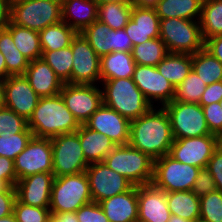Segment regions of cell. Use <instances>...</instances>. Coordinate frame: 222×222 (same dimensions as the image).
Segmentation results:
<instances>
[{"instance_id": "6da1fadb", "label": "cell", "mask_w": 222, "mask_h": 222, "mask_svg": "<svg viewBox=\"0 0 222 222\" xmlns=\"http://www.w3.org/2000/svg\"><path fill=\"white\" fill-rule=\"evenodd\" d=\"M160 108V109H157ZM174 141L169 115L164 107H151L130 121L129 145L156 160L169 154Z\"/></svg>"}, {"instance_id": "7a4b0ae2", "label": "cell", "mask_w": 222, "mask_h": 222, "mask_svg": "<svg viewBox=\"0 0 222 222\" xmlns=\"http://www.w3.org/2000/svg\"><path fill=\"white\" fill-rule=\"evenodd\" d=\"M79 127L80 124L66 108L60 94L39 98L37 106L28 120V128L35 137L52 138L75 132Z\"/></svg>"}, {"instance_id": "3957f363", "label": "cell", "mask_w": 222, "mask_h": 222, "mask_svg": "<svg viewBox=\"0 0 222 222\" xmlns=\"http://www.w3.org/2000/svg\"><path fill=\"white\" fill-rule=\"evenodd\" d=\"M103 104L115 110L129 121L138 119L153 107L136 86L133 78L102 81Z\"/></svg>"}, {"instance_id": "277c9868", "label": "cell", "mask_w": 222, "mask_h": 222, "mask_svg": "<svg viewBox=\"0 0 222 222\" xmlns=\"http://www.w3.org/2000/svg\"><path fill=\"white\" fill-rule=\"evenodd\" d=\"M103 162L134 186L152 182L154 159L129 144L117 145L107 154Z\"/></svg>"}, {"instance_id": "5b68a950", "label": "cell", "mask_w": 222, "mask_h": 222, "mask_svg": "<svg viewBox=\"0 0 222 222\" xmlns=\"http://www.w3.org/2000/svg\"><path fill=\"white\" fill-rule=\"evenodd\" d=\"M62 21L60 0H12L11 22L40 32Z\"/></svg>"}, {"instance_id": "8992f818", "label": "cell", "mask_w": 222, "mask_h": 222, "mask_svg": "<svg viewBox=\"0 0 222 222\" xmlns=\"http://www.w3.org/2000/svg\"><path fill=\"white\" fill-rule=\"evenodd\" d=\"M93 201L88 177L84 172L55 177L50 198V213L76 212Z\"/></svg>"}, {"instance_id": "52a82bcc", "label": "cell", "mask_w": 222, "mask_h": 222, "mask_svg": "<svg viewBox=\"0 0 222 222\" xmlns=\"http://www.w3.org/2000/svg\"><path fill=\"white\" fill-rule=\"evenodd\" d=\"M160 39L169 53L195 54L204 48L200 21L181 18L160 19Z\"/></svg>"}, {"instance_id": "ba28073f", "label": "cell", "mask_w": 222, "mask_h": 222, "mask_svg": "<svg viewBox=\"0 0 222 222\" xmlns=\"http://www.w3.org/2000/svg\"><path fill=\"white\" fill-rule=\"evenodd\" d=\"M201 168L184 164L164 155L154 160L152 184L166 193L190 191Z\"/></svg>"}, {"instance_id": "9c48e42d", "label": "cell", "mask_w": 222, "mask_h": 222, "mask_svg": "<svg viewBox=\"0 0 222 222\" xmlns=\"http://www.w3.org/2000/svg\"><path fill=\"white\" fill-rule=\"evenodd\" d=\"M163 107L169 115L174 139L212 134L200 104L171 101Z\"/></svg>"}, {"instance_id": "30bf717a", "label": "cell", "mask_w": 222, "mask_h": 222, "mask_svg": "<svg viewBox=\"0 0 222 222\" xmlns=\"http://www.w3.org/2000/svg\"><path fill=\"white\" fill-rule=\"evenodd\" d=\"M52 172L55 177L73 175L86 171L88 163L82 151L77 131L51 138Z\"/></svg>"}, {"instance_id": "8fae6325", "label": "cell", "mask_w": 222, "mask_h": 222, "mask_svg": "<svg viewBox=\"0 0 222 222\" xmlns=\"http://www.w3.org/2000/svg\"><path fill=\"white\" fill-rule=\"evenodd\" d=\"M221 143L222 139L215 134L174 139L168 155L184 164L204 168Z\"/></svg>"}, {"instance_id": "7c38bea8", "label": "cell", "mask_w": 222, "mask_h": 222, "mask_svg": "<svg viewBox=\"0 0 222 222\" xmlns=\"http://www.w3.org/2000/svg\"><path fill=\"white\" fill-rule=\"evenodd\" d=\"M66 108L73 114L80 125L85 124L90 116L103 104L102 89L93 84L64 83L60 92Z\"/></svg>"}, {"instance_id": "4fadbf2b", "label": "cell", "mask_w": 222, "mask_h": 222, "mask_svg": "<svg viewBox=\"0 0 222 222\" xmlns=\"http://www.w3.org/2000/svg\"><path fill=\"white\" fill-rule=\"evenodd\" d=\"M14 169L18 180L37 173L52 172L51 138L33 136L16 156Z\"/></svg>"}, {"instance_id": "5bb4252c", "label": "cell", "mask_w": 222, "mask_h": 222, "mask_svg": "<svg viewBox=\"0 0 222 222\" xmlns=\"http://www.w3.org/2000/svg\"><path fill=\"white\" fill-rule=\"evenodd\" d=\"M73 66L71 84H93L100 82V57L91 48L81 33L71 42Z\"/></svg>"}, {"instance_id": "9a60e30c", "label": "cell", "mask_w": 222, "mask_h": 222, "mask_svg": "<svg viewBox=\"0 0 222 222\" xmlns=\"http://www.w3.org/2000/svg\"><path fill=\"white\" fill-rule=\"evenodd\" d=\"M92 200L100 201L128 191L133 184L124 176L110 169L104 162L89 164L85 171Z\"/></svg>"}, {"instance_id": "2e32d148", "label": "cell", "mask_w": 222, "mask_h": 222, "mask_svg": "<svg viewBox=\"0 0 222 222\" xmlns=\"http://www.w3.org/2000/svg\"><path fill=\"white\" fill-rule=\"evenodd\" d=\"M132 78L152 106L156 101L161 107L173 101L175 88L156 67L136 64Z\"/></svg>"}, {"instance_id": "e0dca14e", "label": "cell", "mask_w": 222, "mask_h": 222, "mask_svg": "<svg viewBox=\"0 0 222 222\" xmlns=\"http://www.w3.org/2000/svg\"><path fill=\"white\" fill-rule=\"evenodd\" d=\"M85 125L107 136L116 146L129 143L130 121L105 104L90 116Z\"/></svg>"}, {"instance_id": "ac0fdd59", "label": "cell", "mask_w": 222, "mask_h": 222, "mask_svg": "<svg viewBox=\"0 0 222 222\" xmlns=\"http://www.w3.org/2000/svg\"><path fill=\"white\" fill-rule=\"evenodd\" d=\"M5 107L27 121L37 106L39 96L24 75L9 76L4 80Z\"/></svg>"}, {"instance_id": "d6986e66", "label": "cell", "mask_w": 222, "mask_h": 222, "mask_svg": "<svg viewBox=\"0 0 222 222\" xmlns=\"http://www.w3.org/2000/svg\"><path fill=\"white\" fill-rule=\"evenodd\" d=\"M54 179L53 172L37 173L19 179L15 184L16 199L25 205L49 208Z\"/></svg>"}, {"instance_id": "ffe728a7", "label": "cell", "mask_w": 222, "mask_h": 222, "mask_svg": "<svg viewBox=\"0 0 222 222\" xmlns=\"http://www.w3.org/2000/svg\"><path fill=\"white\" fill-rule=\"evenodd\" d=\"M138 220L140 222H168L170 210L166 192L152 183L137 186Z\"/></svg>"}, {"instance_id": "44dd1931", "label": "cell", "mask_w": 222, "mask_h": 222, "mask_svg": "<svg viewBox=\"0 0 222 222\" xmlns=\"http://www.w3.org/2000/svg\"><path fill=\"white\" fill-rule=\"evenodd\" d=\"M160 18L155 8L138 7L133 5L131 19L124 30L132 41L133 46L149 39L160 37Z\"/></svg>"}, {"instance_id": "7402d4cb", "label": "cell", "mask_w": 222, "mask_h": 222, "mask_svg": "<svg viewBox=\"0 0 222 222\" xmlns=\"http://www.w3.org/2000/svg\"><path fill=\"white\" fill-rule=\"evenodd\" d=\"M24 77L40 98L60 94L64 84L42 58L29 62Z\"/></svg>"}, {"instance_id": "603a6c76", "label": "cell", "mask_w": 222, "mask_h": 222, "mask_svg": "<svg viewBox=\"0 0 222 222\" xmlns=\"http://www.w3.org/2000/svg\"><path fill=\"white\" fill-rule=\"evenodd\" d=\"M109 222H134L138 220L137 186L99 202Z\"/></svg>"}, {"instance_id": "cb8c5ba5", "label": "cell", "mask_w": 222, "mask_h": 222, "mask_svg": "<svg viewBox=\"0 0 222 222\" xmlns=\"http://www.w3.org/2000/svg\"><path fill=\"white\" fill-rule=\"evenodd\" d=\"M98 3L95 0H63L62 21L77 33L97 20Z\"/></svg>"}, {"instance_id": "d4e9b609", "label": "cell", "mask_w": 222, "mask_h": 222, "mask_svg": "<svg viewBox=\"0 0 222 222\" xmlns=\"http://www.w3.org/2000/svg\"><path fill=\"white\" fill-rule=\"evenodd\" d=\"M83 154L88 164L103 162L116 145L107 136L89 129L85 124L77 130Z\"/></svg>"}, {"instance_id": "484cf974", "label": "cell", "mask_w": 222, "mask_h": 222, "mask_svg": "<svg viewBox=\"0 0 222 222\" xmlns=\"http://www.w3.org/2000/svg\"><path fill=\"white\" fill-rule=\"evenodd\" d=\"M136 63L131 52L114 51L100 57V79L102 81L132 78Z\"/></svg>"}, {"instance_id": "4316f807", "label": "cell", "mask_w": 222, "mask_h": 222, "mask_svg": "<svg viewBox=\"0 0 222 222\" xmlns=\"http://www.w3.org/2000/svg\"><path fill=\"white\" fill-rule=\"evenodd\" d=\"M202 2L203 0H159L154 8L160 19L181 18L200 21Z\"/></svg>"}, {"instance_id": "83f0119b", "label": "cell", "mask_w": 222, "mask_h": 222, "mask_svg": "<svg viewBox=\"0 0 222 222\" xmlns=\"http://www.w3.org/2000/svg\"><path fill=\"white\" fill-rule=\"evenodd\" d=\"M156 68L176 88L192 71V55L168 53Z\"/></svg>"}, {"instance_id": "f1b7e54d", "label": "cell", "mask_w": 222, "mask_h": 222, "mask_svg": "<svg viewBox=\"0 0 222 222\" xmlns=\"http://www.w3.org/2000/svg\"><path fill=\"white\" fill-rule=\"evenodd\" d=\"M171 215L195 222L200 218V199L191 190L166 193Z\"/></svg>"}, {"instance_id": "f546056e", "label": "cell", "mask_w": 222, "mask_h": 222, "mask_svg": "<svg viewBox=\"0 0 222 222\" xmlns=\"http://www.w3.org/2000/svg\"><path fill=\"white\" fill-rule=\"evenodd\" d=\"M5 28L11 33L17 49L29 61L42 57L39 32L17 26L12 22H10Z\"/></svg>"}, {"instance_id": "4dcf8cb0", "label": "cell", "mask_w": 222, "mask_h": 222, "mask_svg": "<svg viewBox=\"0 0 222 222\" xmlns=\"http://www.w3.org/2000/svg\"><path fill=\"white\" fill-rule=\"evenodd\" d=\"M0 52L5 57L7 78L25 74L30 61L17 49L6 28L0 29Z\"/></svg>"}, {"instance_id": "1f68e13d", "label": "cell", "mask_w": 222, "mask_h": 222, "mask_svg": "<svg viewBox=\"0 0 222 222\" xmlns=\"http://www.w3.org/2000/svg\"><path fill=\"white\" fill-rule=\"evenodd\" d=\"M77 32L67 23L61 21L50 25L39 32L42 51H53L67 48Z\"/></svg>"}, {"instance_id": "d6a6232c", "label": "cell", "mask_w": 222, "mask_h": 222, "mask_svg": "<svg viewBox=\"0 0 222 222\" xmlns=\"http://www.w3.org/2000/svg\"><path fill=\"white\" fill-rule=\"evenodd\" d=\"M192 70L207 86L222 81V63L205 48L192 54Z\"/></svg>"}, {"instance_id": "836d02e7", "label": "cell", "mask_w": 222, "mask_h": 222, "mask_svg": "<svg viewBox=\"0 0 222 222\" xmlns=\"http://www.w3.org/2000/svg\"><path fill=\"white\" fill-rule=\"evenodd\" d=\"M200 28L204 42L222 35V0H203Z\"/></svg>"}, {"instance_id": "e575fe53", "label": "cell", "mask_w": 222, "mask_h": 222, "mask_svg": "<svg viewBox=\"0 0 222 222\" xmlns=\"http://www.w3.org/2000/svg\"><path fill=\"white\" fill-rule=\"evenodd\" d=\"M132 3L98 4L97 20L111 29H124L131 19Z\"/></svg>"}, {"instance_id": "d590c367", "label": "cell", "mask_w": 222, "mask_h": 222, "mask_svg": "<svg viewBox=\"0 0 222 222\" xmlns=\"http://www.w3.org/2000/svg\"><path fill=\"white\" fill-rule=\"evenodd\" d=\"M131 53L136 64L156 67L169 52L160 38H154L133 46Z\"/></svg>"}, {"instance_id": "8d00e7d4", "label": "cell", "mask_w": 222, "mask_h": 222, "mask_svg": "<svg viewBox=\"0 0 222 222\" xmlns=\"http://www.w3.org/2000/svg\"><path fill=\"white\" fill-rule=\"evenodd\" d=\"M41 58L44 59L64 83L71 84V71L73 66L71 46L59 50L42 51Z\"/></svg>"}, {"instance_id": "74e56055", "label": "cell", "mask_w": 222, "mask_h": 222, "mask_svg": "<svg viewBox=\"0 0 222 222\" xmlns=\"http://www.w3.org/2000/svg\"><path fill=\"white\" fill-rule=\"evenodd\" d=\"M206 87L207 85L192 70L182 83L175 88L173 101L199 104Z\"/></svg>"}, {"instance_id": "f35d334b", "label": "cell", "mask_w": 222, "mask_h": 222, "mask_svg": "<svg viewBox=\"0 0 222 222\" xmlns=\"http://www.w3.org/2000/svg\"><path fill=\"white\" fill-rule=\"evenodd\" d=\"M111 28L98 20L85 28L81 34L88 41L95 53L102 57L108 54V37L106 33Z\"/></svg>"}, {"instance_id": "ab89813d", "label": "cell", "mask_w": 222, "mask_h": 222, "mask_svg": "<svg viewBox=\"0 0 222 222\" xmlns=\"http://www.w3.org/2000/svg\"><path fill=\"white\" fill-rule=\"evenodd\" d=\"M33 137L32 133L0 134V156L15 160Z\"/></svg>"}, {"instance_id": "60d3db41", "label": "cell", "mask_w": 222, "mask_h": 222, "mask_svg": "<svg viewBox=\"0 0 222 222\" xmlns=\"http://www.w3.org/2000/svg\"><path fill=\"white\" fill-rule=\"evenodd\" d=\"M199 199V219L205 222H222V192L216 190Z\"/></svg>"}, {"instance_id": "b9f144b4", "label": "cell", "mask_w": 222, "mask_h": 222, "mask_svg": "<svg viewBox=\"0 0 222 222\" xmlns=\"http://www.w3.org/2000/svg\"><path fill=\"white\" fill-rule=\"evenodd\" d=\"M3 132L5 134L32 133L28 128V121L5 106L0 108V134Z\"/></svg>"}, {"instance_id": "7bdbcfd3", "label": "cell", "mask_w": 222, "mask_h": 222, "mask_svg": "<svg viewBox=\"0 0 222 222\" xmlns=\"http://www.w3.org/2000/svg\"><path fill=\"white\" fill-rule=\"evenodd\" d=\"M13 214L17 222H46L51 216L49 208L25 205L17 199L14 203Z\"/></svg>"}, {"instance_id": "ee69618b", "label": "cell", "mask_w": 222, "mask_h": 222, "mask_svg": "<svg viewBox=\"0 0 222 222\" xmlns=\"http://www.w3.org/2000/svg\"><path fill=\"white\" fill-rule=\"evenodd\" d=\"M207 126L212 134L222 139V107L221 102L202 106Z\"/></svg>"}, {"instance_id": "f6af8a7d", "label": "cell", "mask_w": 222, "mask_h": 222, "mask_svg": "<svg viewBox=\"0 0 222 222\" xmlns=\"http://www.w3.org/2000/svg\"><path fill=\"white\" fill-rule=\"evenodd\" d=\"M108 37V54L114 51L131 52L133 44L124 29H111L106 33Z\"/></svg>"}, {"instance_id": "bcb514c9", "label": "cell", "mask_w": 222, "mask_h": 222, "mask_svg": "<svg viewBox=\"0 0 222 222\" xmlns=\"http://www.w3.org/2000/svg\"><path fill=\"white\" fill-rule=\"evenodd\" d=\"M79 222H109L99 203L91 201L76 211Z\"/></svg>"}, {"instance_id": "7dc6e473", "label": "cell", "mask_w": 222, "mask_h": 222, "mask_svg": "<svg viewBox=\"0 0 222 222\" xmlns=\"http://www.w3.org/2000/svg\"><path fill=\"white\" fill-rule=\"evenodd\" d=\"M191 191L199 198L216 191L214 179L206 167L200 169Z\"/></svg>"}, {"instance_id": "c3c4849f", "label": "cell", "mask_w": 222, "mask_h": 222, "mask_svg": "<svg viewBox=\"0 0 222 222\" xmlns=\"http://www.w3.org/2000/svg\"><path fill=\"white\" fill-rule=\"evenodd\" d=\"M206 168L214 179L216 190L222 192V143L214 151Z\"/></svg>"}, {"instance_id": "681fc988", "label": "cell", "mask_w": 222, "mask_h": 222, "mask_svg": "<svg viewBox=\"0 0 222 222\" xmlns=\"http://www.w3.org/2000/svg\"><path fill=\"white\" fill-rule=\"evenodd\" d=\"M0 179L4 180L10 187H15L18 179L14 169V160L0 156Z\"/></svg>"}, {"instance_id": "f907efd6", "label": "cell", "mask_w": 222, "mask_h": 222, "mask_svg": "<svg viewBox=\"0 0 222 222\" xmlns=\"http://www.w3.org/2000/svg\"><path fill=\"white\" fill-rule=\"evenodd\" d=\"M222 101V81L215 82L206 87L199 104L201 106H207L212 103Z\"/></svg>"}, {"instance_id": "816d5d0a", "label": "cell", "mask_w": 222, "mask_h": 222, "mask_svg": "<svg viewBox=\"0 0 222 222\" xmlns=\"http://www.w3.org/2000/svg\"><path fill=\"white\" fill-rule=\"evenodd\" d=\"M15 201V187L9 186L5 191H0V218L13 213Z\"/></svg>"}, {"instance_id": "f5cc1de1", "label": "cell", "mask_w": 222, "mask_h": 222, "mask_svg": "<svg viewBox=\"0 0 222 222\" xmlns=\"http://www.w3.org/2000/svg\"><path fill=\"white\" fill-rule=\"evenodd\" d=\"M204 48L222 63V35L207 39Z\"/></svg>"}, {"instance_id": "db71d44e", "label": "cell", "mask_w": 222, "mask_h": 222, "mask_svg": "<svg viewBox=\"0 0 222 222\" xmlns=\"http://www.w3.org/2000/svg\"><path fill=\"white\" fill-rule=\"evenodd\" d=\"M11 2L12 0H0V29L11 22Z\"/></svg>"}, {"instance_id": "11a10c76", "label": "cell", "mask_w": 222, "mask_h": 222, "mask_svg": "<svg viewBox=\"0 0 222 222\" xmlns=\"http://www.w3.org/2000/svg\"><path fill=\"white\" fill-rule=\"evenodd\" d=\"M54 222H79L76 212L51 213Z\"/></svg>"}, {"instance_id": "9f6ffc18", "label": "cell", "mask_w": 222, "mask_h": 222, "mask_svg": "<svg viewBox=\"0 0 222 222\" xmlns=\"http://www.w3.org/2000/svg\"><path fill=\"white\" fill-rule=\"evenodd\" d=\"M159 0H133L132 4L138 7L154 8Z\"/></svg>"}, {"instance_id": "6f0895ef", "label": "cell", "mask_w": 222, "mask_h": 222, "mask_svg": "<svg viewBox=\"0 0 222 222\" xmlns=\"http://www.w3.org/2000/svg\"><path fill=\"white\" fill-rule=\"evenodd\" d=\"M7 78V69L5 63V57L0 52V79L5 80Z\"/></svg>"}, {"instance_id": "680465c9", "label": "cell", "mask_w": 222, "mask_h": 222, "mask_svg": "<svg viewBox=\"0 0 222 222\" xmlns=\"http://www.w3.org/2000/svg\"><path fill=\"white\" fill-rule=\"evenodd\" d=\"M5 106L4 80L0 79V108Z\"/></svg>"}, {"instance_id": "91938a15", "label": "cell", "mask_w": 222, "mask_h": 222, "mask_svg": "<svg viewBox=\"0 0 222 222\" xmlns=\"http://www.w3.org/2000/svg\"><path fill=\"white\" fill-rule=\"evenodd\" d=\"M98 4H104V3H132L131 0H95Z\"/></svg>"}, {"instance_id": "94428289", "label": "cell", "mask_w": 222, "mask_h": 222, "mask_svg": "<svg viewBox=\"0 0 222 222\" xmlns=\"http://www.w3.org/2000/svg\"><path fill=\"white\" fill-rule=\"evenodd\" d=\"M0 222H17L15 215L13 213L0 218Z\"/></svg>"}, {"instance_id": "6125c7cd", "label": "cell", "mask_w": 222, "mask_h": 222, "mask_svg": "<svg viewBox=\"0 0 222 222\" xmlns=\"http://www.w3.org/2000/svg\"><path fill=\"white\" fill-rule=\"evenodd\" d=\"M168 222H192L179 216L170 215Z\"/></svg>"}, {"instance_id": "be15d7a7", "label": "cell", "mask_w": 222, "mask_h": 222, "mask_svg": "<svg viewBox=\"0 0 222 222\" xmlns=\"http://www.w3.org/2000/svg\"><path fill=\"white\" fill-rule=\"evenodd\" d=\"M9 185L2 179H0V191H5Z\"/></svg>"}, {"instance_id": "e7e4bbea", "label": "cell", "mask_w": 222, "mask_h": 222, "mask_svg": "<svg viewBox=\"0 0 222 222\" xmlns=\"http://www.w3.org/2000/svg\"><path fill=\"white\" fill-rule=\"evenodd\" d=\"M46 222H54L53 219L50 217Z\"/></svg>"}, {"instance_id": "03108f58", "label": "cell", "mask_w": 222, "mask_h": 222, "mask_svg": "<svg viewBox=\"0 0 222 222\" xmlns=\"http://www.w3.org/2000/svg\"><path fill=\"white\" fill-rule=\"evenodd\" d=\"M195 222H205V221H203V220H201V219H198V220L195 221Z\"/></svg>"}]
</instances>
